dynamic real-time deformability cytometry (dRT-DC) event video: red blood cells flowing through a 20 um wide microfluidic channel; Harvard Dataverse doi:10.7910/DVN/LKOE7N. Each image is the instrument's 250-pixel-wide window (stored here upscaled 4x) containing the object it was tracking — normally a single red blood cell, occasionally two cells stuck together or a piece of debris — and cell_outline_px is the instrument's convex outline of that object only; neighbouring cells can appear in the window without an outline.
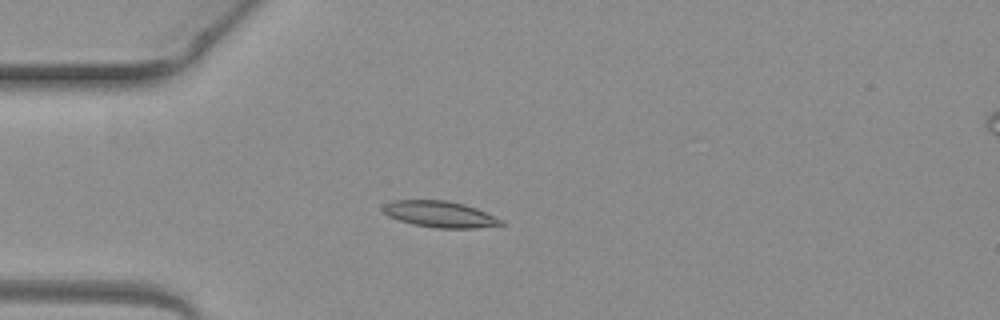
{"species": "common noctule bat (a hibernating species)", "species_latin": "Nyctalus noctula", "temperature_condition": "warm", "stored_images_in_passage": 4, "camera_frame_rate_fps": 3000, "um_per_image_px": 0.085, "animal": {"sex": "female", "body_mass_g": 19.3, "forearm_length_mm": 54.1}, "frame": {"image": 1, "passage_image": 3, "time_ms": 0.667, "image_size_px": [1000, 320], "cell_outline_px": [[504, 224], [476, 228], [436, 228], [412, 224], [388, 216], [380, 208], [384, 204], [392, 200], [448, 200], [464, 204], [476, 208], [504, 220]], "centroid_in_image_um": [37.37, 18.2], "position_along_channel_um": 47.6, "area_um2": 18.15}}